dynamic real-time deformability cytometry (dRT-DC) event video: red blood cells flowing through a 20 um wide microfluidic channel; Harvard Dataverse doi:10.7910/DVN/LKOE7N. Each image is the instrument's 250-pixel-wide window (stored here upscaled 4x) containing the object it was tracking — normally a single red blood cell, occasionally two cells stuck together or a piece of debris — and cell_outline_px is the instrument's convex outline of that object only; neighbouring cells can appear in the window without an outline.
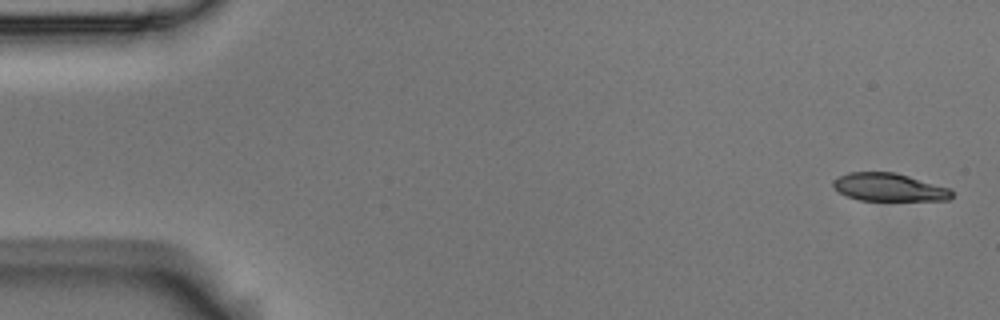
{"species": "Egyptian fruit bat (a non-hibernating species)", "species_latin": "Rousettus aegyptiacus", "temperature_condition": "room temperature", "stored_images_in_passage": 6, "camera_frame_rate_fps": 3000, "um_per_image_px": 0.085, "animal": {"sex": "male"}, "frame": {"image": 1, "passage_image": 1, "time_ms": 0.0, "image_size_px": [1000, 320], "cell_outline_px": [[952, 196], [948, 200], [860, 200], [848, 196], [840, 192], [832, 184], [832, 180], [848, 172], [896, 172], [952, 188]], "centroid_in_image_um": [75.6, 15.9], "position_along_channel_um": 9.4, "area_um2": 19.31}}